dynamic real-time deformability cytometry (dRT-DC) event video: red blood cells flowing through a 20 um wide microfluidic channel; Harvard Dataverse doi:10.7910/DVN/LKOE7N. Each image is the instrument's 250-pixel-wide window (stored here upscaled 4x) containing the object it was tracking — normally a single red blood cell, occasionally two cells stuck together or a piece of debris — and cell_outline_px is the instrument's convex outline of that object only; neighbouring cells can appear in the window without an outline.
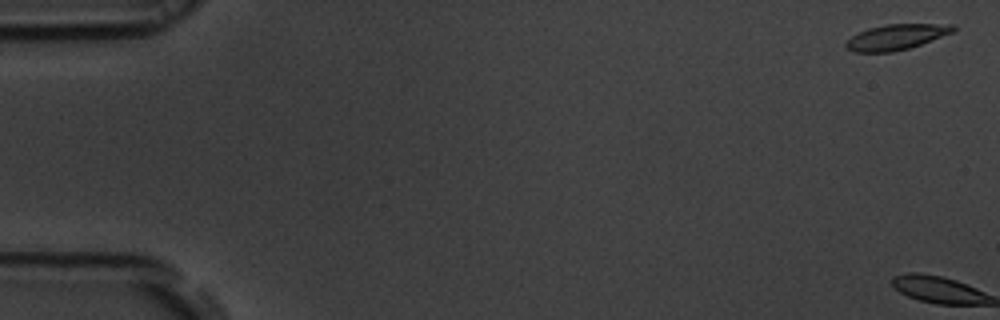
{"species": "common noctule bat (a hibernating species)", "species_latin": "Nyctalus noctula", "temperature_condition": "room temperature", "stored_images_in_passage": 2, "camera_frame_rate_fps": 3000, "um_per_image_px": 0.085, "animal": {"sex": "male", "body_mass_g": 19.5, "forearm_length_mm": 54.6}, "frame": {"image": 1, "passage_image": 1, "time_ms": 0.0, "image_size_px": [1000, 320], "cell_outline_px": [[956, 32], [908, 48], [892, 52], [852, 52], [844, 48], [844, 44], [852, 36], [868, 28], [884, 24], [956, 24]], "centroid_in_image_um": [76.2, 3.14], "position_along_channel_um": 8.8, "area_um2": 16.07}}